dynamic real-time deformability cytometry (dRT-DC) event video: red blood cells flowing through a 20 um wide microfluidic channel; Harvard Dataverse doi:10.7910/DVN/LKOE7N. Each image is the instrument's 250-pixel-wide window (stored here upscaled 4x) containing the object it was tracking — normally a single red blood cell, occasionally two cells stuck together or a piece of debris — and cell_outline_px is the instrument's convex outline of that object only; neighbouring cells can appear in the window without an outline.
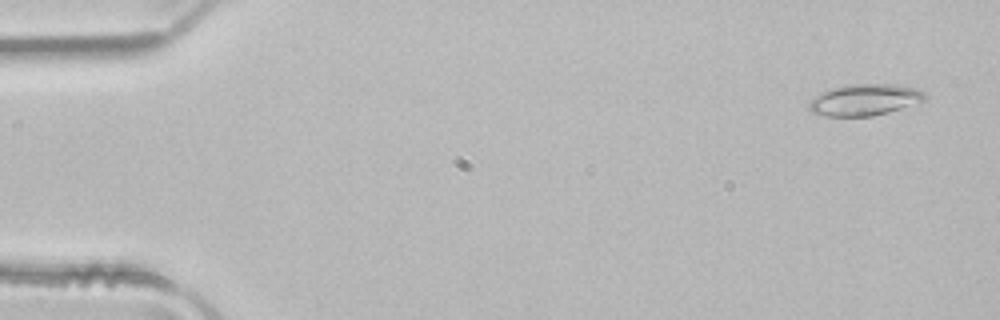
{"species": "common noctule bat (a hibernating species)", "species_latin": "Nyctalus noctula", "temperature_condition": "room temperature", "stored_images_in_passage": 4, "camera_frame_rate_fps": 3000, "um_per_image_px": 0.085, "animal": {"sex": "male", "body_mass_g": 21.5, "forearm_length_mm": 52.0}, "frame": {"image": 1, "passage_image": 1, "time_ms": 0.0, "image_size_px": [1000, 320], "cell_outline_px": [[928, 96], [924, 100], [888, 112], [872, 116], [824, 116], [812, 112], [808, 108], [808, 104], [820, 92], [852, 84], [896, 84], [916, 88], [924, 92]], "centroid_in_image_um": [73.5, 8.48], "position_along_channel_um": 11.5, "area_um2": 20.98}}